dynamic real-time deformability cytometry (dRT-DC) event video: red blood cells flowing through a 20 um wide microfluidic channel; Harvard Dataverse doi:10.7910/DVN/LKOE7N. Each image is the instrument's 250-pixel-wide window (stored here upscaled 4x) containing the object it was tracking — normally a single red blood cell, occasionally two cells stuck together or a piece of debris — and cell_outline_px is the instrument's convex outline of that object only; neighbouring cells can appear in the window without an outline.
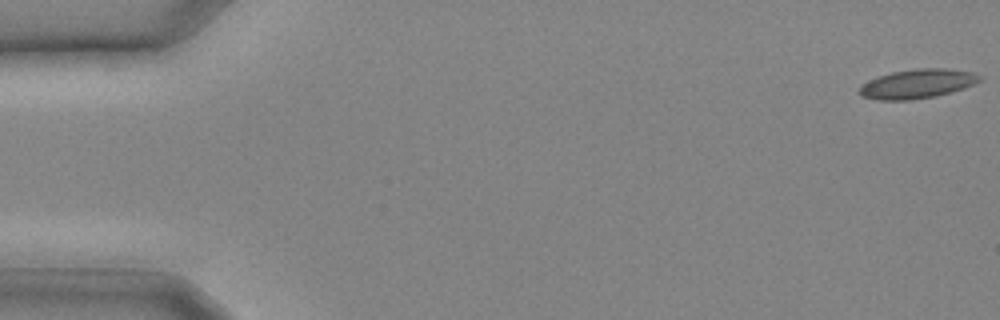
{"species": "common noctule bat (a hibernating species)", "species_latin": "Nyctalus noctula", "temperature_condition": "cold", "stored_images_in_passage": 14, "camera_frame_rate_fps": 3000, "um_per_image_px": 0.085, "animal": {"sex": "male", "body_mass_g": 20.4}, "frame": {"image": 1, "passage_image": 1, "time_ms": 0.0, "image_size_px": [1000, 320], "cell_outline_px": [[984, 76], [980, 80], [964, 88], [936, 96], [912, 100], [880, 100], [860, 96], [856, 92], [860, 84], [868, 80], [892, 72], [916, 68], [944, 68], [972, 72]], "centroid_in_image_um": [77.92, 7.13], "position_along_channel_um": 7.1, "area_um2": 20.63}}
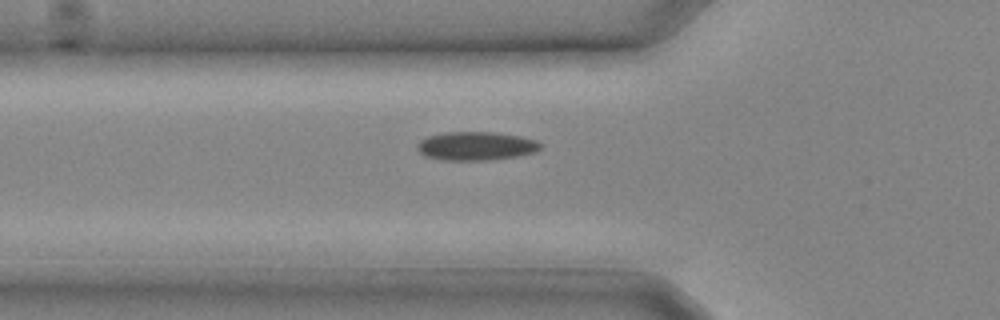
{"frame": {"image": 2, "passage_image": 10, "time_ms": 3.0, "image_size_px": [1000, 320], "cell_outline_px": [[540, 148], [536, 152], [520, 156], [492, 160], [444, 160], [424, 156], [416, 148], [416, 144], [420, 140], [428, 136], [444, 132], [492, 132], [520, 136], [536, 140], [540, 144]], "centroid_in_image_um": [40.45, 12.41], "position_along_channel_um": 85.4, "area_um2": 20.69}}
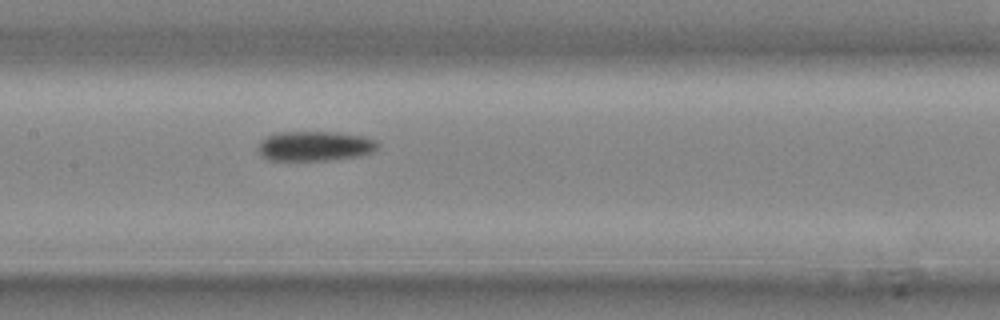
{"frame": {"image": 3, "passage_image": 14, "time_ms": 4.333, "image_size_px": [1000, 320], "cell_outline_px": [[380, 148], [372, 152], [360, 156], [332, 160], [268, 160], [260, 156], [256, 148], [268, 136], [280, 132], [336, 132], [364, 136], [376, 140], [380, 144]], "centroid_in_image_um": [26.81, 12.42], "position_along_channel_um": 180.6, "area_um2": 20.98}}